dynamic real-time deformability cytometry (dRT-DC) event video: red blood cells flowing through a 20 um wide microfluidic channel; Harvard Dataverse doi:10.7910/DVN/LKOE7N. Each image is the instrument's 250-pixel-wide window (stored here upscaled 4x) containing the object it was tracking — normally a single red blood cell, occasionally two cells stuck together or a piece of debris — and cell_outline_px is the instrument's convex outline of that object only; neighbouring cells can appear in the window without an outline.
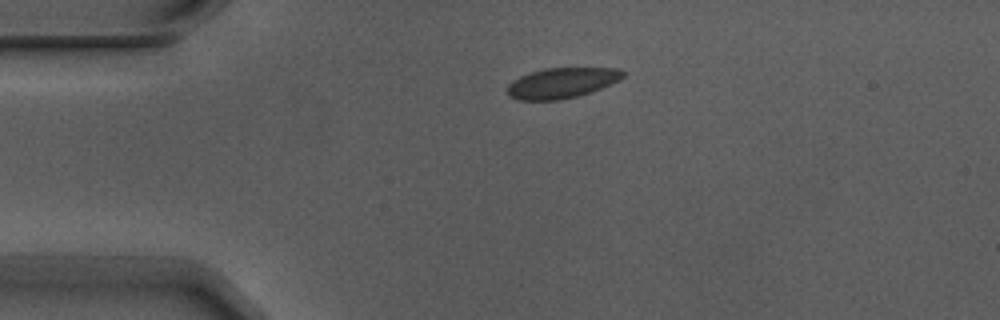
{"species": "Egyptian fruit bat (a non-hibernating species)", "species_latin": "Rousettus aegyptiacus", "temperature_condition": "warm", "stored_images_in_passage": 2, "camera_frame_rate_fps": 3000, "um_per_image_px": 0.085, "animal": {"sex": "male"}, "frame": {"image": 1, "passage_image": 1, "time_ms": 0.0, "image_size_px": [1000, 320], "cell_outline_px": [[624, 76], [620, 80], [600, 88], [576, 96], [560, 100], [516, 100], [508, 96], [508, 84], [512, 80], [520, 76], [544, 68], [616, 68], [624, 72]], "centroid_in_image_um": [47.71, 7.05], "position_along_channel_um": 37.3, "area_um2": 20.35}}